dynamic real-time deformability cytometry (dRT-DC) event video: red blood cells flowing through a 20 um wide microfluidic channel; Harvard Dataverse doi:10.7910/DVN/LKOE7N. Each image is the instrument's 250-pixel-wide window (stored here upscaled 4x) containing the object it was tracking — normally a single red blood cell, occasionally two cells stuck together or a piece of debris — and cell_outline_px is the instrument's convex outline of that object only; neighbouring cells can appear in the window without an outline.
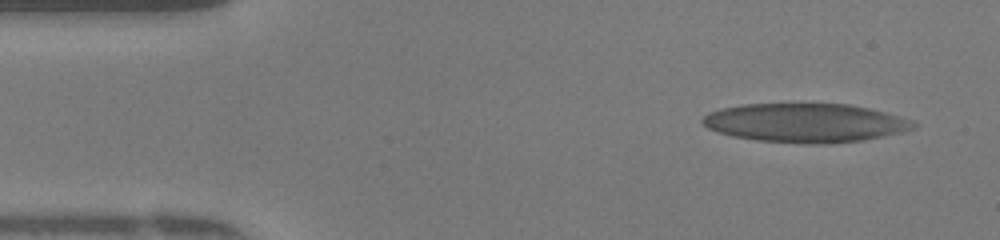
{"species": "human", "species_latin": "Homo sapiens", "temperature_condition": "warm", "stored_images_in_passage": 47, "camera_frame_rate_fps": 3000, "um_per_image_px": 0.085, "donor": {"sex": "female"}, "frame": {"image": 1, "passage_image": 3, "time_ms": 0.667, "image_size_px": [1000, 240], "cell_outline_px": [[916, 124], [912, 128], [900, 132], [864, 140], [820, 144], [812, 144], [760, 140], [732, 136], [708, 128], [700, 120], [708, 112], [724, 108], [744, 104], [848, 104], [868, 108], [884, 112], [912, 120]], "centroid_in_image_um": [68.44, 10.44], "position_along_channel_um": 16.6, "area_um2": 47.16}}
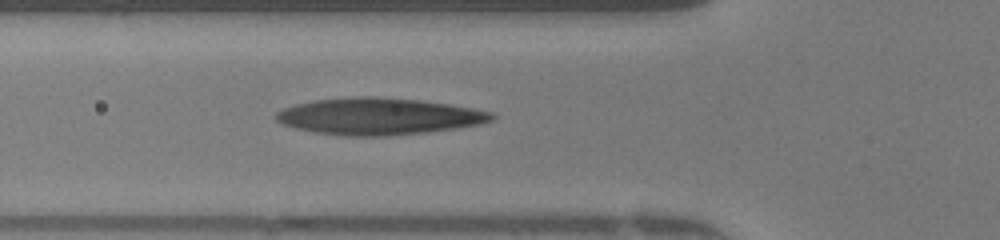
{"frame": {"image": 2, "passage_image": 15, "time_ms": 4.667, "image_size_px": [1000, 240], "cell_outline_px": [[496, 116], [492, 120], [480, 124], [456, 128], [428, 132], [388, 136], [348, 136], [316, 132], [296, 128], [280, 124], [276, 120], [276, 112], [284, 108], [296, 104], [316, 100], [356, 96], [380, 96], [420, 100], [448, 104], [472, 108], [492, 112]], "centroid_in_image_um": [32.2, 9.88], "position_along_channel_um": 93.6, "area_um2": 46.24}}
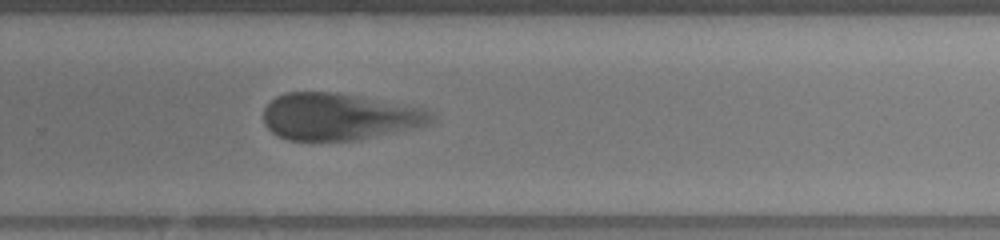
{"frame": {"image": 3, "passage_image": 30, "time_ms": 9.667, "image_size_px": [1000, 240], "cell_outline_px": [[436, 120], [424, 128], [356, 140], [288, 140], [276, 136], [264, 124], [264, 108], [276, 96], [284, 92], [340, 92], [424, 108], [436, 116]], "centroid_in_image_um": [28.9, 9.92], "position_along_channel_um": 300.9, "area_um2": 46.7}, "authors_computed_cell_mechanics": {"area_um2": 46.6446, "velocity_mm_per_s": 4.1461, "shape_relaxation_time_tau1_ms": 3.8487, "shape_relaxation_time_tau2_ms": 0.9269, "deformation_change_tau1": 0.189, "deformation_change_tau2": 0.1022}}